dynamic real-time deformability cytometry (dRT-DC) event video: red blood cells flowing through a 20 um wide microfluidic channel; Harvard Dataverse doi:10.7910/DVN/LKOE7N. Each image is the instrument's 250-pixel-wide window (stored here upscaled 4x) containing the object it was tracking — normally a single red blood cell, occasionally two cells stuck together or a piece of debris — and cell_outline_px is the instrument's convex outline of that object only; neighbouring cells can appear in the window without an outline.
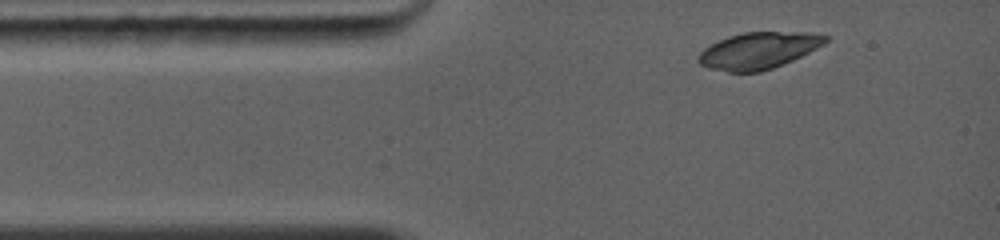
{"species": "common noctule bat (a hibernating species)", "species_latin": "Nyctalus noctula", "temperature_condition": "warm", "stored_images_in_passage": 2, "camera_frame_rate_fps": 5000, "um_per_image_px": 0.085, "animal": {"sex": "female", "body_mass_g": 19.0, "forearm_length_mm": 56.7}, "frame": {"image": 1, "passage_image": 1, "time_ms": 0.0, "image_size_px": [1000, 240], "cell_outline_px": [[828, 40], [824, 44], [792, 60], [772, 68], [760, 72], [728, 72], [708, 68], [700, 64], [696, 60], [696, 56], [704, 48], [728, 36], [744, 32], [812, 32], [828, 36]], "centroid_in_image_um": [64.45, 4.29], "position_along_channel_um": 20.6, "area_um2": 27.05}}